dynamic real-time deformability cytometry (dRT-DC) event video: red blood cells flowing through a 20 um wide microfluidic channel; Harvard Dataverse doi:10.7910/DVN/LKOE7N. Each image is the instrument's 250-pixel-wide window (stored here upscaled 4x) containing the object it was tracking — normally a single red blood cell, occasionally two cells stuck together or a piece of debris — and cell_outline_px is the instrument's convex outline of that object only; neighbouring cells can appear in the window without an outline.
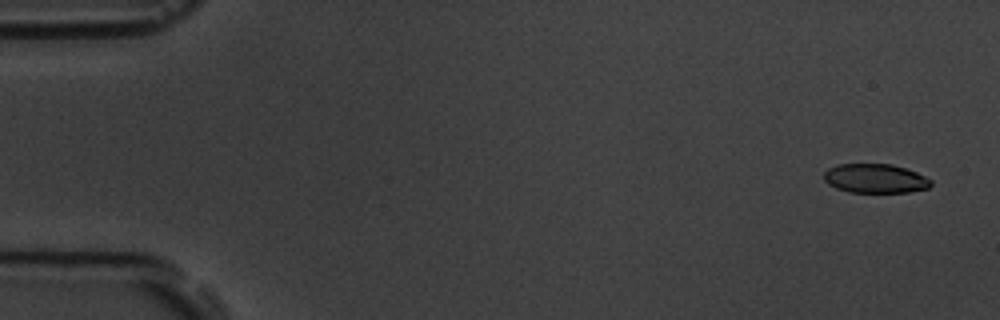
{"species": "common noctule bat (a hibernating species)", "species_latin": "Nyctalus noctula", "temperature_condition": "room temperature", "stored_images_in_passage": 16, "segment_of_instrument_passage": [1, 2], "camera_frame_rate_fps": 3000, "um_per_image_px": 0.085, "animal": {"sex": "male", "body_mass_g": 19.5, "forearm_length_mm": 54.6}, "frame": {"image": 1, "passage_image": 1, "time_ms": 0.0, "image_size_px": [1000, 320], "cell_outline_px": [[932, 184], [928, 188], [908, 192], [848, 192], [836, 188], [828, 184], [824, 180], [824, 172], [828, 168], [840, 164], [892, 164], [916, 172], [932, 180]], "centroid_in_image_um": [74.38, 15.17], "position_along_channel_um": 10.6, "area_um2": 18.15}}
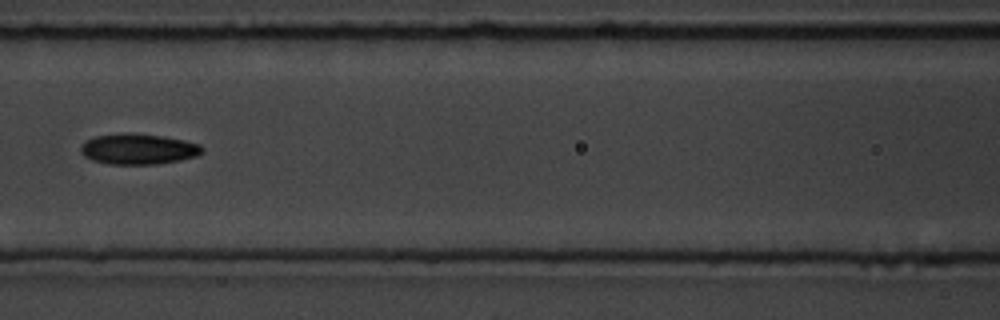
{"frame": {"image": 2, "passage_image": 7, "time_ms": 7.667, "image_size_px": [1000, 320], "cell_outline_px": [[204, 152], [196, 156], [180, 160], [156, 164], [108, 164], [92, 160], [84, 156], [80, 152], [80, 144], [84, 140], [96, 136], [124, 132], [132, 132], [164, 136], [184, 140], [200, 144], [204, 148]], "centroid_in_image_um": [11.73, 12.65], "position_along_channel_um": 154.9, "area_um2": 22.08}}
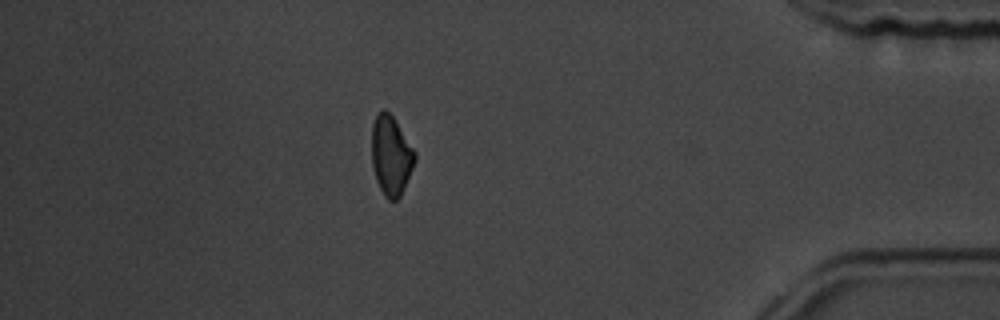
{"frame": {"image": 3, "passage_image": 14, "time_ms": 15.667, "image_size_px": [1000, 320], "cell_outline_px": [[416, 160], [400, 196], [396, 200], [388, 200], [384, 196], [376, 180], [372, 164], [372, 124], [376, 112], [384, 108], [392, 116], [416, 152]], "centroid_in_image_um": [33.22, 13.2], "position_along_channel_um": 402.0, "area_um2": 19.94}}